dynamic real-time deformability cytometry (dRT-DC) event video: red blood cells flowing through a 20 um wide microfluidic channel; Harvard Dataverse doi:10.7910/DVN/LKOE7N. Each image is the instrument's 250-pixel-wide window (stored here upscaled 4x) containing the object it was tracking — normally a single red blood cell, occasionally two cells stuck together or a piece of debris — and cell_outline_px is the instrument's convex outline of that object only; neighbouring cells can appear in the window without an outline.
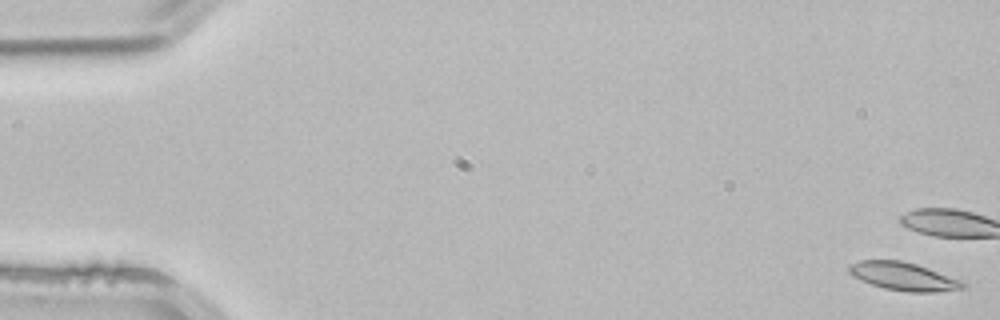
{"species": "common noctule bat (a hibernating species)", "species_latin": "Nyctalus noctula", "temperature_condition": "room temperature", "stored_images_in_passage": 5, "camera_frame_rate_fps": 3000, "um_per_image_px": 0.085, "animal": {"sex": "male", "body_mass_g": 21.5, "forearm_length_mm": 52.0}, "frame": {"image": 1, "passage_image": 1, "time_ms": 0.0, "image_size_px": [1000, 320], "cell_outline_px": [[964, 288], [936, 292], [908, 292], [884, 288], [872, 284], [852, 276], [848, 272], [848, 268], [852, 264], [860, 260], [900, 260], [916, 264], [964, 280]], "centroid_in_image_um": [76.82, 23.49], "position_along_channel_um": 8.2, "area_um2": 18.61}}